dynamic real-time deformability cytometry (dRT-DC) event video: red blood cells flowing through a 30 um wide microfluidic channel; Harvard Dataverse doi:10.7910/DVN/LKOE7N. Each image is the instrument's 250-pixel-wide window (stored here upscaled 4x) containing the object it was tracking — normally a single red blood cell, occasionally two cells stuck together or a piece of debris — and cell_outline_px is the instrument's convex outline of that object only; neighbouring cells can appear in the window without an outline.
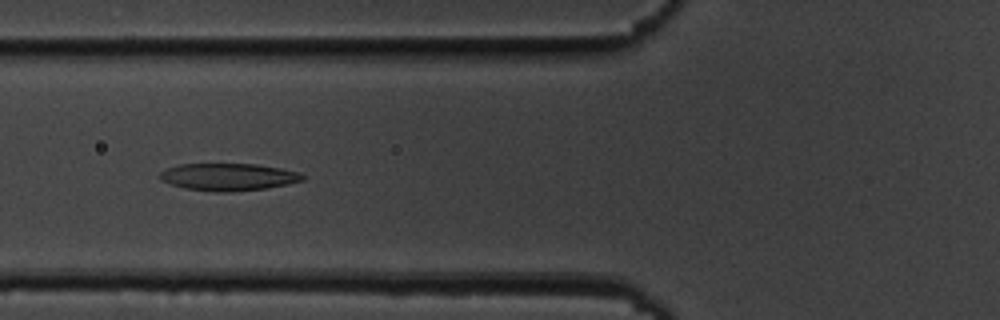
{"species": "common noctule bat (a hibernating species)", "species_latin": "Nyctalus noctula", "temperature_condition": "cold", "stored_images_in_passage": 55, "camera_frame_rate_fps": 3000, "um_per_image_px": 0.085, "animal": {"sex": "male", "body_mass_g": 19.5, "forearm_length_mm": 54.6}, "frame": {"image": 1, "passage_image": 21, "time_ms": 6.667, "image_size_px": [1000, 320], "cell_outline_px": [[304, 180], [288, 184], [268, 188], [232, 192], [220, 192], [184, 188], [160, 180], [160, 172], [168, 168], [180, 164], [256, 164], [280, 168], [300, 172], [304, 176]], "centroid_in_image_um": [19.44, 15.04], "position_along_channel_um": 106.4, "area_um2": 22.66}}
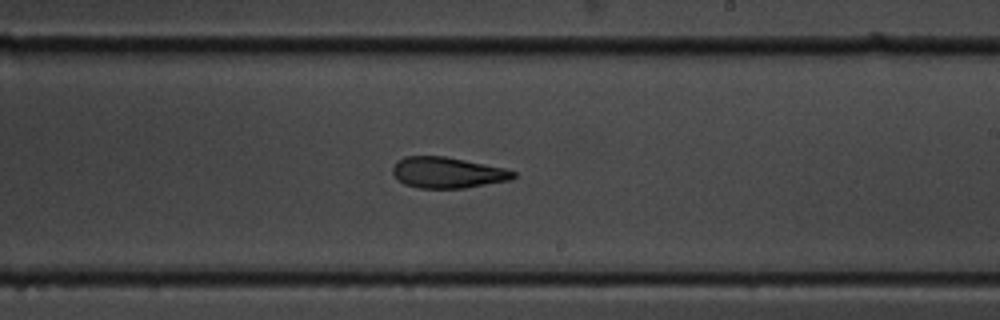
{"frame": {"image": 2, "passage_image": 33, "time_ms": 10.667, "image_size_px": [1000, 320], "cell_outline_px": [[516, 176], [512, 180], [464, 188], [420, 188], [404, 184], [392, 172], [392, 168], [396, 160], [404, 156], [444, 156], [504, 168], [516, 172]], "centroid_in_image_um": [38.04, 14.67], "position_along_channel_um": 251.0, "area_um2": 21.73}}
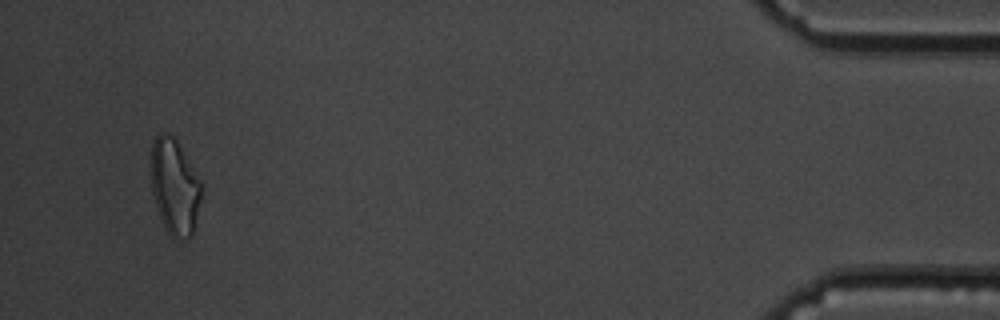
{"frame": {"image": 3, "passage_image": 53, "time_ms": 17.333, "image_size_px": [1000, 320], "cell_outline_px": [[200, 200], [192, 236], [172, 236], [168, 232], [160, 216], [152, 192], [148, 164], [152, 140], [160, 132], [168, 132], [176, 140], [200, 180]], "centroid_in_image_um": [14.78, 15.76], "position_along_channel_um": 420.4, "area_um2": 27.86}, "authors_computed_cell_mechanics": {"area_um2": 23.1778, "velocity_mm_per_s": 3.617, "shape_relaxation_time_tau1_ms": null, "shape_relaxation_time_tau2_ms": 3.9188, "deformation_change_tau1": null, "deformation_change_tau2": 0.1238}}